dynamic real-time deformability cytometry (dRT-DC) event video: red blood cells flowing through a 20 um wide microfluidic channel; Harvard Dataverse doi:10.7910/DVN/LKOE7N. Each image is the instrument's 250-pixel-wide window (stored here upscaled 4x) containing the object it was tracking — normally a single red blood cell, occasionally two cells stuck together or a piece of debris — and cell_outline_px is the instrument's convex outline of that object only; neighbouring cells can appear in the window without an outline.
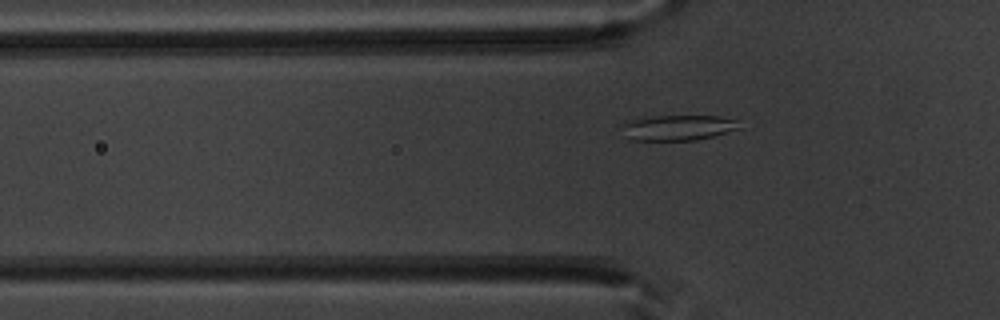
{"species": "common noctule bat (a hibernating species)", "species_latin": "Nyctalus noctula", "temperature_condition": "warm", "stored_images_in_passage": 49, "camera_frame_rate_fps": 3000, "um_per_image_px": 0.085, "animal": {"sex": "male", "body_mass_g": 20.1, "forearm_length_mm": 53.5}, "frame": {"image": 1, "passage_image": 15, "time_ms": 4.667, "image_size_px": [1000, 320], "cell_outline_px": [[740, 128], [712, 136], [696, 140], [628, 140], [616, 124], [632, 120], [652, 116], [720, 116], [736, 120]], "centroid_in_image_um": [57.51, 10.85], "position_along_channel_um": 68.3, "area_um2": 17.51}}
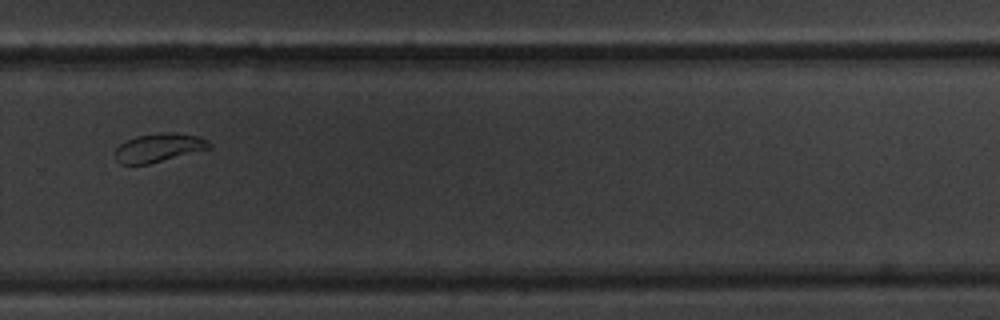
{"frame": {"image": 2, "passage_image": 34, "time_ms": 11.0, "image_size_px": [1000, 320], "cell_outline_px": [[212, 148], [148, 164], [120, 164], [116, 160], [116, 148], [120, 144], [136, 136], [160, 132], [176, 132], [200, 136], [208, 140], [212, 144]], "centroid_in_image_um": [13.55, 12.54], "position_along_channel_um": 316.3, "area_um2": 15.78}}
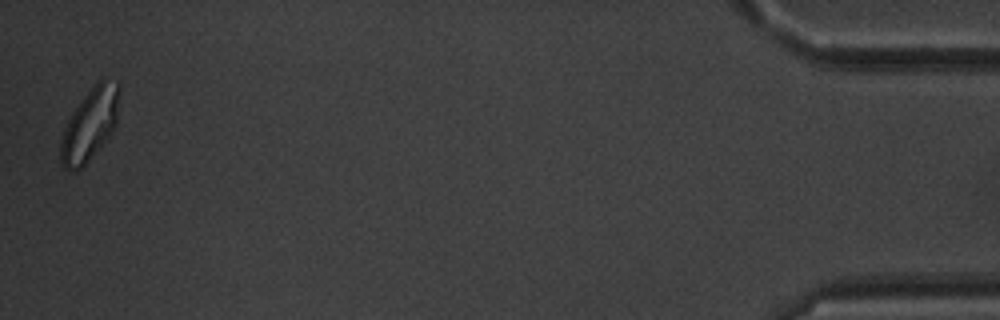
{"frame": {"image": 3, "passage_image": 49, "time_ms": 16.0, "image_size_px": [1000, 320], "cell_outline_px": [[120, 88], [116, 124], [112, 132], [88, 160], [80, 168], [64, 168], [60, 160], [60, 144], [64, 128], [72, 112], [80, 100], [104, 76], [120, 80]], "centroid_in_image_um": [7.67, 10.48], "position_along_channel_um": 427.5, "area_um2": 24.45}, "authors_computed_cell_mechanics": {"area_um2": 19.2474, "velocity_mm_per_s": 3.9261, "shape_relaxation_time_tau1_ms": 3.807, "shape_relaxation_time_tau2_ms": 0.9548, "deformation_change_tau1": 0.113, "deformation_change_tau2": 0.0408}}